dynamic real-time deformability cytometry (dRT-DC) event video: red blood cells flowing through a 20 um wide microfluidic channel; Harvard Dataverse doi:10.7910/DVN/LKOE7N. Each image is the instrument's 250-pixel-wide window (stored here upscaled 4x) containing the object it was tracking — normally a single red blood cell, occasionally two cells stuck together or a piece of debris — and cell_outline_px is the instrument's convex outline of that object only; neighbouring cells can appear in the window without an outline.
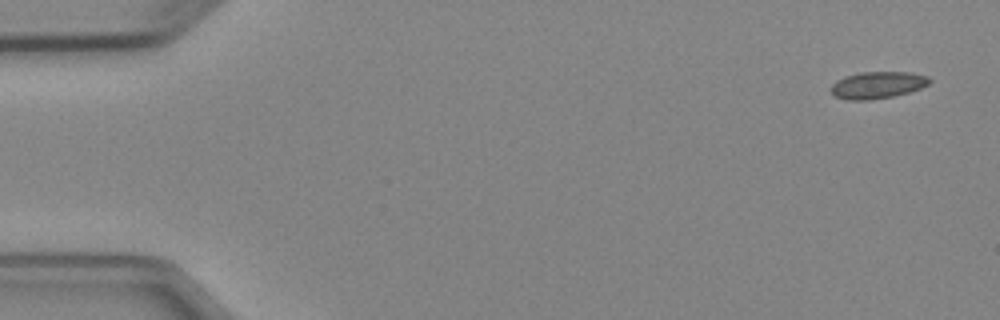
{"species": "Egyptian fruit bat (a non-hibernating species)", "species_latin": "Rousettus aegyptiacus", "temperature_condition": "cold", "stored_images_in_passage": 7, "camera_frame_rate_fps": 3000, "um_per_image_px": 0.085, "animal": {"sex": "female"}, "frame": {"image": 1, "passage_image": 1, "time_ms": 0.0, "image_size_px": [1000, 320], "cell_outline_px": [[932, 80], [928, 84], [920, 88], [908, 92], [892, 96], [868, 100], [848, 100], [836, 96], [832, 92], [832, 84], [836, 80], [844, 76], [860, 72], [912, 72], [928, 76]], "centroid_in_image_um": [74.6, 7.21], "position_along_channel_um": 10.4, "area_um2": 15.37}}
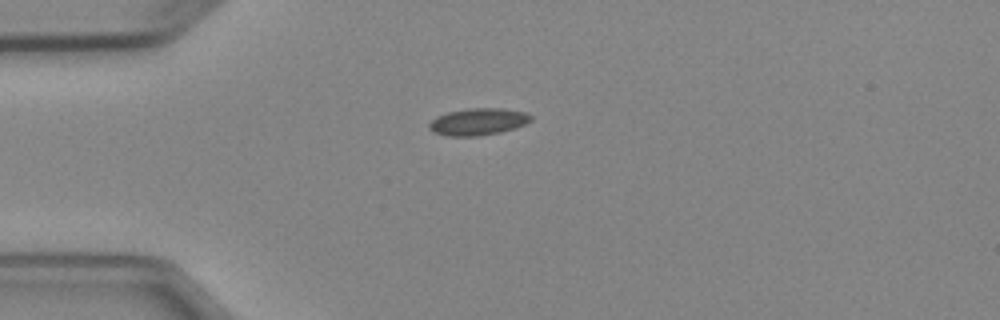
{"frame": {"image": 2, "passage_image": 4, "time_ms": 3.667, "image_size_px": [1000, 320], "cell_outline_px": [[532, 120], [516, 128], [500, 132], [476, 136], [448, 136], [436, 132], [428, 128], [428, 124], [436, 116], [448, 112], [468, 108], [504, 108], [528, 112], [532, 116]], "centroid_in_image_um": [40.67, 10.33], "position_along_channel_um": 44.3, "area_um2": 16.07}}